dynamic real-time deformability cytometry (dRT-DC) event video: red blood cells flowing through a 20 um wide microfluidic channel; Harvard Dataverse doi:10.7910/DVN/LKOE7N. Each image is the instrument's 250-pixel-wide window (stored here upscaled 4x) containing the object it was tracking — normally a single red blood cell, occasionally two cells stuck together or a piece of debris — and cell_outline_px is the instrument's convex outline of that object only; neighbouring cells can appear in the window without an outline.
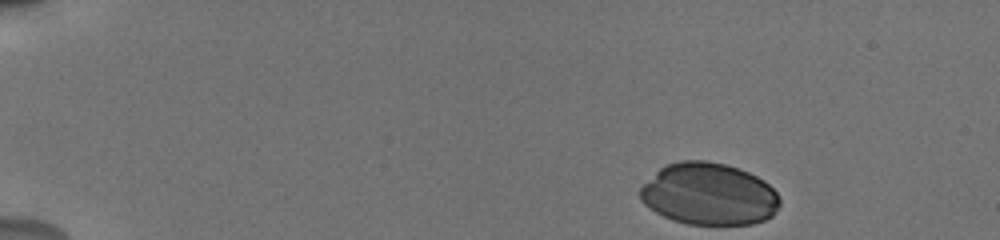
{"species": "human", "species_latin": "Homo sapiens", "temperature_condition": "cold", "stored_images_in_passage": 42, "camera_frame_rate_fps": 3000, "um_per_image_px": 0.085, "donor": {"sex": "male"}, "frame": {"image": 1, "passage_image": 1, "time_ms": 0.0, "image_size_px": [1000, 240], "cell_outline_px": [[780, 204], [776, 212], [772, 216], [764, 220], [752, 224], [688, 224], [672, 220], [656, 212], [644, 204], [640, 200], [640, 188], [664, 164], [680, 160], [704, 160], [724, 164], [740, 168], [764, 180], [776, 192], [780, 200]], "centroid_in_image_um": [60.26, 16.49], "position_along_channel_um": 24.7, "area_um2": 50.58}}
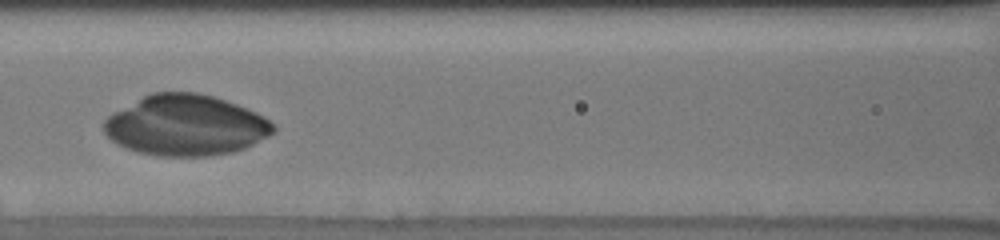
{"frame": {"image": 2, "passage_image": 20, "time_ms": 6.333, "image_size_px": [1000, 240], "cell_outline_px": [[276, 132], [244, 148], [232, 152], [208, 156], [160, 156], [136, 152], [116, 144], [104, 132], [104, 120], [112, 112], [152, 92], [196, 92], [212, 96], [236, 104], [256, 112], [264, 116], [276, 124]], "centroid_in_image_um": [15.79, 10.66], "position_along_channel_um": 150.8, "area_um2": 60.0}}
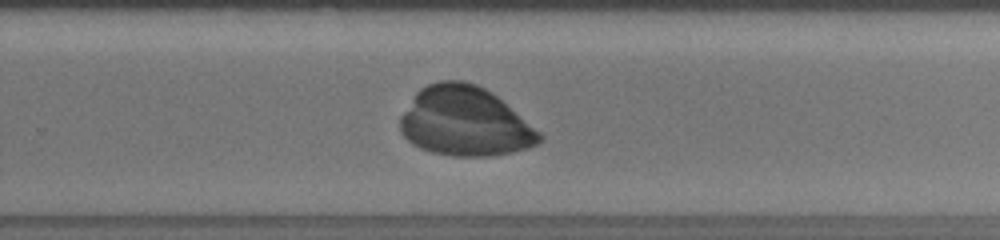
{"frame": {"image": 3, "passage_image": 31, "time_ms": 10.0, "image_size_px": [1000, 240], "cell_outline_px": [[544, 140], [540, 144], [528, 148], [512, 152], [492, 156], [452, 156], [432, 152], [420, 148], [412, 144], [400, 132], [400, 116], [416, 92], [420, 88], [428, 84], [440, 80], [464, 80], [476, 84], [492, 92], [540, 132], [544, 136]], "centroid_in_image_um": [39.52, 10.34], "position_along_channel_um": 290.3, "area_um2": 56.53}}